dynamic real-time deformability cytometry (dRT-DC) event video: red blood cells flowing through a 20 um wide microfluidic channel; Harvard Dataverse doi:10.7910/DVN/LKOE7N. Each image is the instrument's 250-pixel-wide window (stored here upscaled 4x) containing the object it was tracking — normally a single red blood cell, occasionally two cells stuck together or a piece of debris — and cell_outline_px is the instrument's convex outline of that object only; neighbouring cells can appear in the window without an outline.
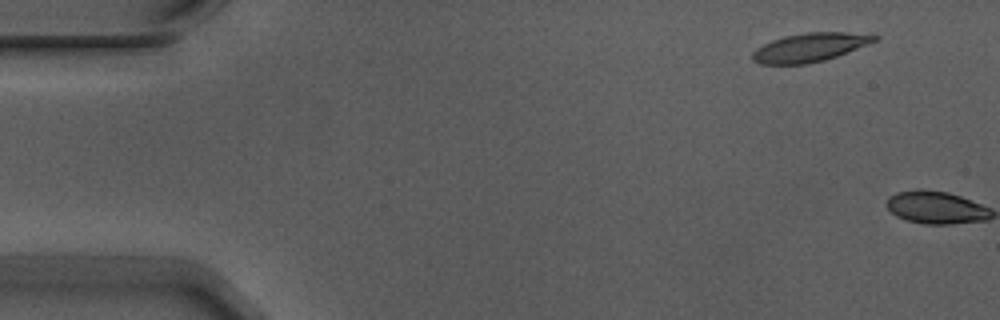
{"species": "Egyptian fruit bat (a non-hibernating species)", "species_latin": "Rousettus aegyptiacus", "temperature_condition": "warm", "stored_images_in_passage": 2, "camera_frame_rate_fps": 3000, "um_per_image_px": 0.085, "animal": {"sex": "male"}, "frame": {"image": 1, "passage_image": 1, "time_ms": 0.0, "image_size_px": [1000, 320], "cell_outline_px": [[880, 36], [876, 40], [836, 56], [824, 60], [808, 64], [760, 64], [752, 60], [752, 52], [756, 48], [772, 40], [784, 36], [804, 32], [876, 32]], "centroid_in_image_um": [68.87, 4.0], "position_along_channel_um": 16.1, "area_um2": 20.58}}